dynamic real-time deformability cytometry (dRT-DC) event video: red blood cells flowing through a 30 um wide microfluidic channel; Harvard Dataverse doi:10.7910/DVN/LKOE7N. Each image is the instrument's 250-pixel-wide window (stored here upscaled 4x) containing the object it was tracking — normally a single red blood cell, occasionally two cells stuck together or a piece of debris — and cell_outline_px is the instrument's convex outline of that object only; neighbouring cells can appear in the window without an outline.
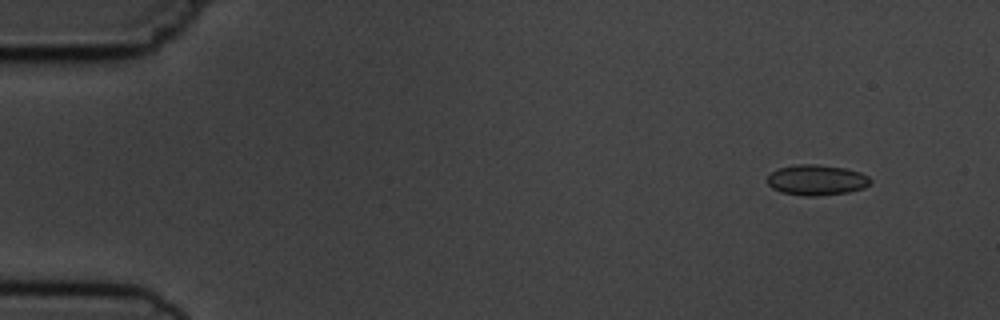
{"species": "common noctule bat (a hibernating species)", "species_latin": "Nyctalus noctula", "temperature_condition": "cold", "stored_images_in_passage": 4, "camera_frame_rate_fps": 3000, "um_per_image_px": 0.085, "animal": {"sex": "male", "body_mass_g": 19.5, "forearm_length_mm": 54.6}, "frame": {"image": 1, "passage_image": 1, "time_ms": 0.0, "image_size_px": [1000, 320], "cell_outline_px": [[872, 180], [864, 188], [848, 192], [816, 196], [804, 196], [780, 192], [772, 188], [768, 184], [768, 176], [772, 172], [780, 168], [796, 164], [820, 164], [848, 168], [860, 172], [868, 176]], "centroid_in_image_um": [69.42, 15.29], "position_along_channel_um": 15.6, "area_um2": 18.44}}
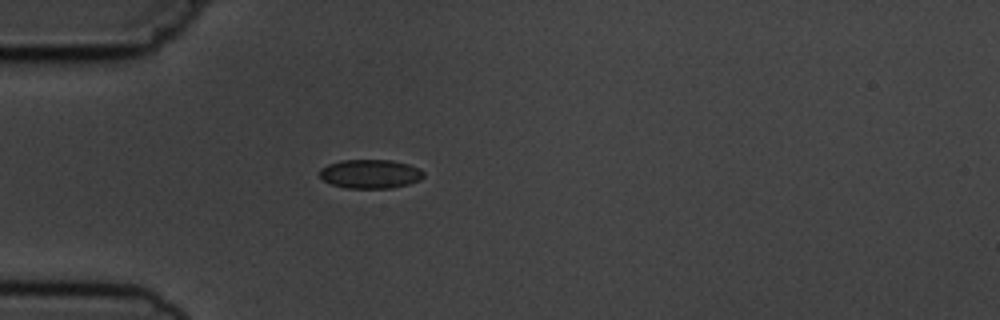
{"frame": {"image": 2, "passage_image": 4, "time_ms": 3.667, "image_size_px": [1000, 320], "cell_outline_px": [[424, 176], [420, 180], [408, 184], [392, 188], [348, 188], [332, 184], [324, 180], [320, 176], [320, 168], [328, 164], [340, 160], [392, 160], [408, 164], [420, 168], [424, 172]], "centroid_in_image_um": [31.49, 14.77], "position_along_channel_um": 53.5, "area_um2": 17.57}}